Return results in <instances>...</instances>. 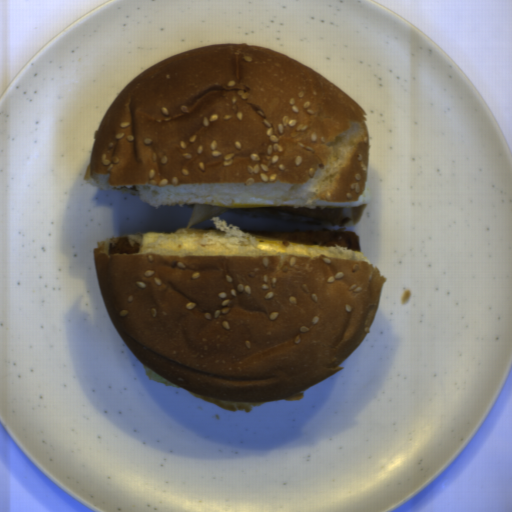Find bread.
Wrapping results in <instances>:
<instances>
[{
  "label": "bread",
  "instance_id": "bread-1",
  "mask_svg": "<svg viewBox=\"0 0 512 512\" xmlns=\"http://www.w3.org/2000/svg\"><path fill=\"white\" fill-rule=\"evenodd\" d=\"M84 180L176 196L355 201L370 159L366 111L303 62L261 44L184 51L132 79L103 115Z\"/></svg>",
  "mask_w": 512,
  "mask_h": 512
},
{
  "label": "bread",
  "instance_id": "bread-2",
  "mask_svg": "<svg viewBox=\"0 0 512 512\" xmlns=\"http://www.w3.org/2000/svg\"><path fill=\"white\" fill-rule=\"evenodd\" d=\"M217 250L149 248L110 254L95 272L109 316L151 371L196 395L227 402L298 401L340 371L378 312L381 270L344 247L312 256L264 251L220 216Z\"/></svg>",
  "mask_w": 512,
  "mask_h": 512
}]
</instances>
